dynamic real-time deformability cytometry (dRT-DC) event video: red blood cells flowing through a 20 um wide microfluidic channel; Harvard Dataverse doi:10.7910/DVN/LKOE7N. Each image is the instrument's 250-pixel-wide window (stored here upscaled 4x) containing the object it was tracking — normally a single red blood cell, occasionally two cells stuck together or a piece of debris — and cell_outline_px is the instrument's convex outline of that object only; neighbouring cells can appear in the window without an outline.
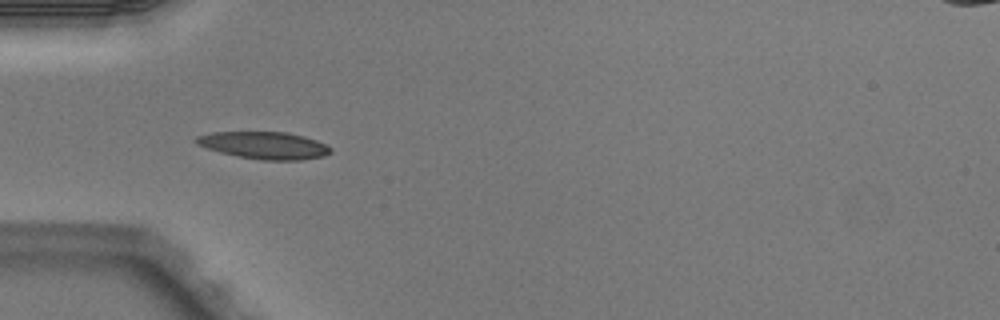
{"species": "Egyptian fruit bat (a non-hibernating species)", "species_latin": "Rousettus aegyptiacus", "temperature_condition": "warm", "stored_images_in_passage": 4, "camera_frame_rate_fps": 3000, "um_per_image_px": 0.085, "animal": {"sex": "male"}, "frame": {"image": 1, "passage_image": 4, "time_ms": 1.0, "image_size_px": [1000, 320], "cell_outline_px": [[332, 152], [324, 156], [304, 160], [260, 160], [220, 152], [196, 144], [192, 140], [196, 136], [212, 132], [288, 132], [304, 136], [316, 140], [332, 148]], "centroid_in_image_um": [22.47, 12.35], "position_along_channel_um": 62.5, "area_um2": 21.39}}